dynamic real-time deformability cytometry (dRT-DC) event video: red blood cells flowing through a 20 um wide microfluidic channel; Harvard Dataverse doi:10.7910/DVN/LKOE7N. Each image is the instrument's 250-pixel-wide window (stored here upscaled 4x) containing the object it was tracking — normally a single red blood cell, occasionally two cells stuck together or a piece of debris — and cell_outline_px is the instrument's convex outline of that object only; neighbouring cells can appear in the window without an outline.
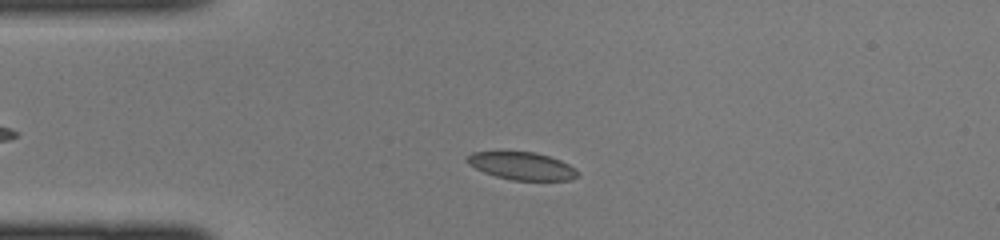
{"species": "common noctule bat (a hibernating species)", "species_latin": "Nyctalus noctula", "temperature_condition": "cold", "stored_images_in_passage": 41, "camera_frame_rate_fps": 3000, "um_per_image_px": 0.085, "animal": {"sex": "female", "body_mass_g": 22.0, "forearm_length_mm": 56.7}, "frame": {"image": 1, "passage_image": 7, "time_ms": 2.0, "image_size_px": [1000, 240], "cell_outline_px": [[580, 176], [572, 180], [512, 180], [496, 176], [484, 172], [468, 164], [464, 160], [472, 152], [536, 152], [560, 160], [576, 168], [580, 172]], "centroid_in_image_um": [44.41, 14.11], "position_along_channel_um": 40.6, "area_um2": 17.86}}
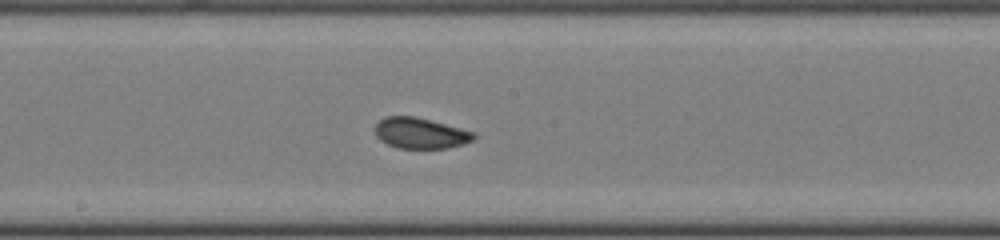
{"frame": {"image": 2, "passage_image": 20, "time_ms": 6.333, "image_size_px": [1000, 240], "cell_outline_px": [[476, 136], [472, 140], [448, 148], [396, 148], [380, 140], [376, 136], [376, 124], [384, 116], [416, 116], [476, 132]], "centroid_in_image_um": [35.73, 11.31], "position_along_channel_um": 212.5, "area_um2": 17.69}}
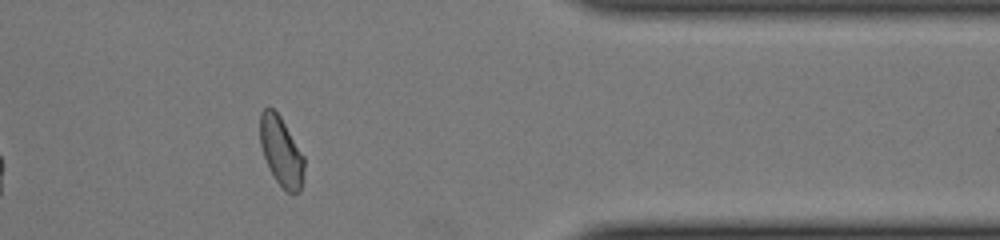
{"frame": {"image": 3, "passage_image": 33, "time_ms": 10.667, "image_size_px": [1000, 240], "cell_outline_px": [[304, 168], [300, 188], [292, 196], [276, 180], [268, 168], [260, 144], [260, 112], [268, 104], [280, 116], [304, 156]], "centroid_in_image_um": [23.88, 12.83], "position_along_channel_um": 387.5, "area_um2": 17.69}}